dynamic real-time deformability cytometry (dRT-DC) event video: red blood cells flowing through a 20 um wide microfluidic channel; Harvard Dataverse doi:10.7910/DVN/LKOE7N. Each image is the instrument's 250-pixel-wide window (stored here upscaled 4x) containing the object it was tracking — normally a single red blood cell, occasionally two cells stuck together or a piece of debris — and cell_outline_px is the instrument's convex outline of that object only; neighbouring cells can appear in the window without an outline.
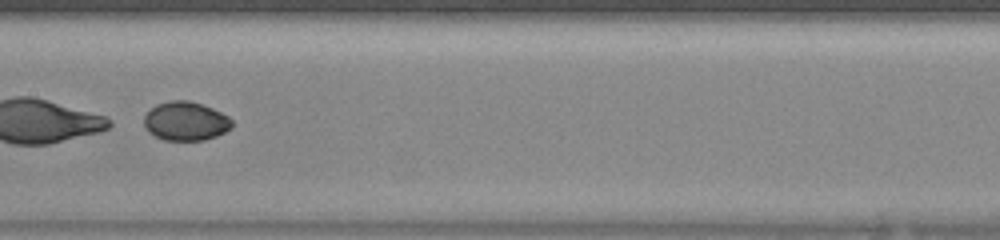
{"species": "human", "species_latin": "Homo sapiens", "temperature_condition": "warm", "stored_images_in_passage": 44, "segment_of_instrument_passage": [2, 2], "camera_frame_rate_fps": 3000, "um_per_image_px": 0.085, "donor": {"sex": "female"}, "frame": {"image": 1, "passage_image": 23, "time_ms": 7.333, "image_size_px": [1000, 240], "cell_outline_px": [[232, 128], [216, 136], [204, 140], [164, 140], [148, 132], [144, 124], [144, 116], [156, 104], [172, 100], [188, 100], [212, 108], [228, 116], [232, 120]], "centroid_in_image_um": [15.78, 10.3], "position_along_channel_um": 191.6, "area_um2": 19.83}}